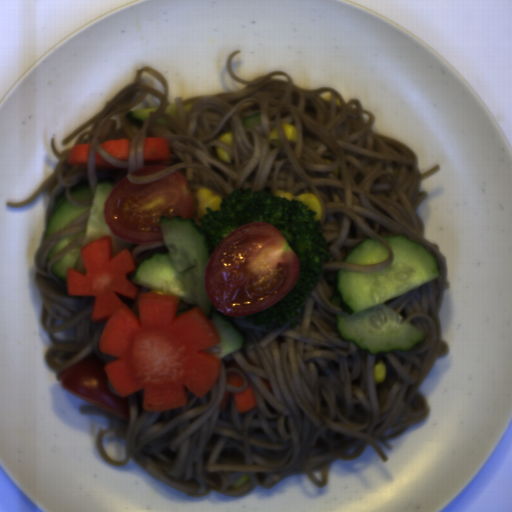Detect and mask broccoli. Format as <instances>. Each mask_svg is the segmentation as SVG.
I'll return each instance as SVG.
<instances>
[{
  "label": "broccoli",
  "instance_id": "broccoli-1",
  "mask_svg": "<svg viewBox=\"0 0 512 512\" xmlns=\"http://www.w3.org/2000/svg\"><path fill=\"white\" fill-rule=\"evenodd\" d=\"M204 210L199 223L213 250L227 235L252 222L269 223L279 231L299 262L298 280L279 302L244 318L262 328L295 322L329 257L328 243L316 220L317 210L298 199L275 195L266 187L236 190L221 199L217 211L211 207Z\"/></svg>",
  "mask_w": 512,
  "mask_h": 512
}]
</instances>
